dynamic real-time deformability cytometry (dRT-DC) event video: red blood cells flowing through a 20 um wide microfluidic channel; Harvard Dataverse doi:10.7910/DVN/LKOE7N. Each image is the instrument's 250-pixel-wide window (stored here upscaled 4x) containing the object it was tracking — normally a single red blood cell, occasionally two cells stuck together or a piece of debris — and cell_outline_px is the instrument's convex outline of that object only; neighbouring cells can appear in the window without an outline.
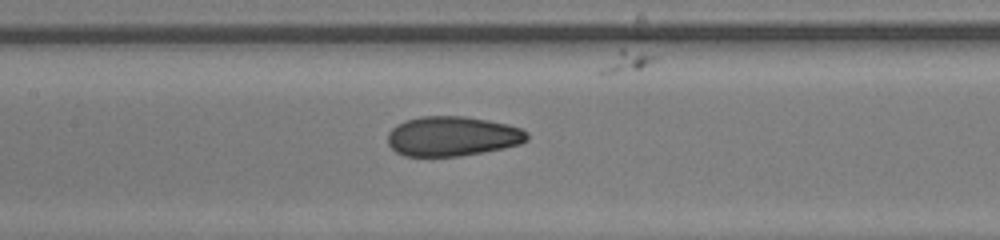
{"species": "human", "species_latin": "Homo sapiens", "temperature_condition": "room temperature", "stored_images_in_passage": 46, "camera_frame_rate_fps": 3000, "um_per_image_px": 0.085, "donor": {"sex": "male"}, "frame": {"image": 1, "passage_image": 28, "time_ms": 9.0, "image_size_px": [1000, 240], "cell_outline_px": [[528, 140], [520, 144], [504, 148], [484, 152], [460, 156], [404, 156], [396, 152], [388, 144], [388, 132], [396, 124], [404, 120], [420, 116], [464, 116], [488, 120], [508, 124], [520, 128], [528, 132]], "centroid_in_image_um": [38.45, 11.58], "position_along_channel_um": 169.0, "area_um2": 32.54}}
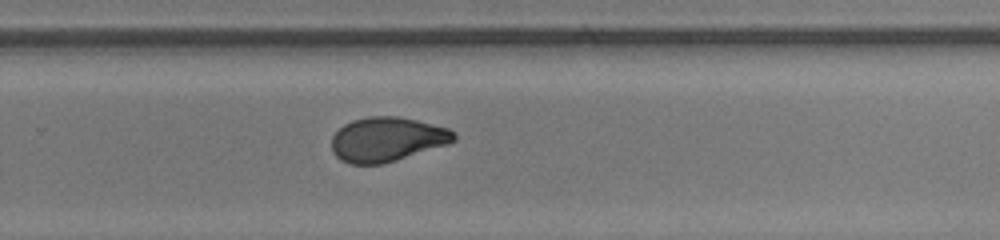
{"frame": {"image": 2, "passage_image": 37, "time_ms": 12.0, "image_size_px": [1000, 240], "cell_outline_px": [[456, 140], [448, 144], [396, 160], [380, 164], [348, 164], [340, 160], [332, 152], [332, 136], [344, 124], [352, 120], [368, 116], [396, 116], [416, 120], [448, 128], [456, 132]], "centroid_in_image_um": [32.88, 11.84], "position_along_channel_um": 296.9, "area_um2": 31.67}}
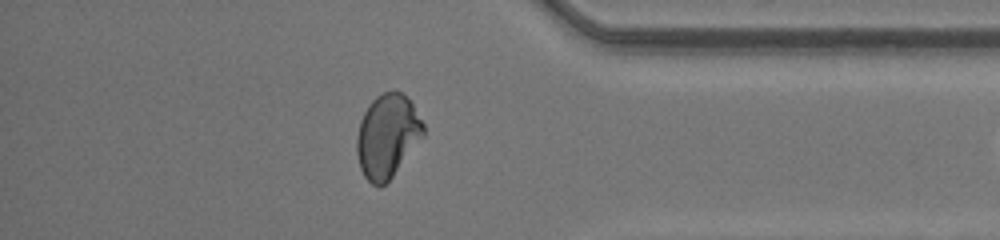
{"frame": {"image": 3, "passage_image": 45, "time_ms": 14.667, "image_size_px": [1000, 240], "cell_outline_px": [[424, 136], [392, 176], [380, 188], [372, 184], [364, 176], [360, 168], [356, 152], [356, 140], [360, 120], [368, 104], [376, 96], [384, 92], [400, 92], [412, 104], [424, 124]], "centroid_in_image_um": [32.9, 11.57], "position_along_channel_um": 402.3, "area_um2": 32.14}}